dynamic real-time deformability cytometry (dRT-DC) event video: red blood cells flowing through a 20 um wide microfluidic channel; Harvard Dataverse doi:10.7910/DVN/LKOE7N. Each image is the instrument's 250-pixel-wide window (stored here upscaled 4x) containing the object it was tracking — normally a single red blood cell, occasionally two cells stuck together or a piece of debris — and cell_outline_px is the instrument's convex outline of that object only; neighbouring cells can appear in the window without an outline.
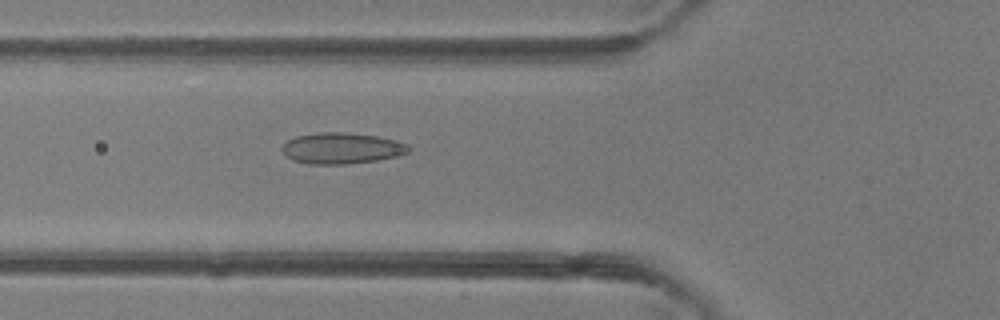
{"species": "common noctule bat (a hibernating species)", "species_latin": "Nyctalus noctula", "temperature_condition": "room temperature", "stored_images_in_passage": 47, "camera_frame_rate_fps": 3000, "um_per_image_px": 0.085, "animal": {"sex": "female"}, "frame": {"image": 1, "passage_image": 17, "time_ms": 5.333, "image_size_px": [1000, 320], "cell_outline_px": [[412, 148], [408, 152], [400, 156], [376, 160], [348, 164], [308, 164], [292, 160], [280, 148], [288, 140], [296, 136], [320, 132], [344, 132], [376, 136], [396, 140], [408, 144]], "centroid_in_image_um": [29.07, 12.6], "position_along_channel_um": 96.7, "area_um2": 23.0}}
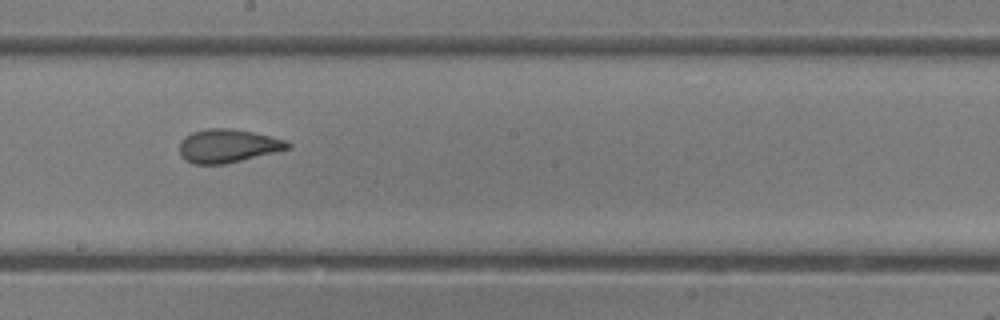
{"frame": {"image": 2, "passage_image": 26, "time_ms": 8.333, "image_size_px": [1000, 320], "cell_outline_px": [[292, 148], [224, 164], [192, 164], [184, 160], [180, 156], [180, 140], [184, 136], [192, 132], [208, 128], [232, 128], [252, 132], [288, 140], [292, 144]], "centroid_in_image_um": [19.36, 12.39], "position_along_channel_um": 228.8, "area_um2": 21.27}}
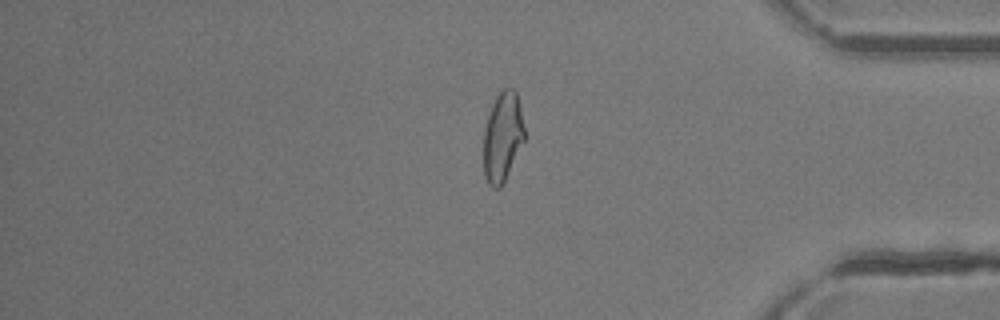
{"frame": {"image": 3, "passage_image": 39, "time_ms": 12.667, "image_size_px": [1000, 320], "cell_outline_px": [[524, 140], [500, 188], [492, 188], [488, 184], [484, 176], [484, 128], [492, 104], [496, 96], [504, 88], [512, 88], [516, 92], [520, 108], [524, 128]], "centroid_in_image_um": [42.7, 11.63], "position_along_channel_um": 392.5, "area_um2": 20.98}, "authors_computed_cell_mechanics": {"area_um2": 23.0044, "velocity_mm_per_s": 4.3923, "shape_relaxation_time_tau1_ms": 9.8793, "shape_relaxation_time_tau2_ms": 0.6984, "deformation_change_tau1": 0.2186, "deformation_change_tau2": 0.0708}}